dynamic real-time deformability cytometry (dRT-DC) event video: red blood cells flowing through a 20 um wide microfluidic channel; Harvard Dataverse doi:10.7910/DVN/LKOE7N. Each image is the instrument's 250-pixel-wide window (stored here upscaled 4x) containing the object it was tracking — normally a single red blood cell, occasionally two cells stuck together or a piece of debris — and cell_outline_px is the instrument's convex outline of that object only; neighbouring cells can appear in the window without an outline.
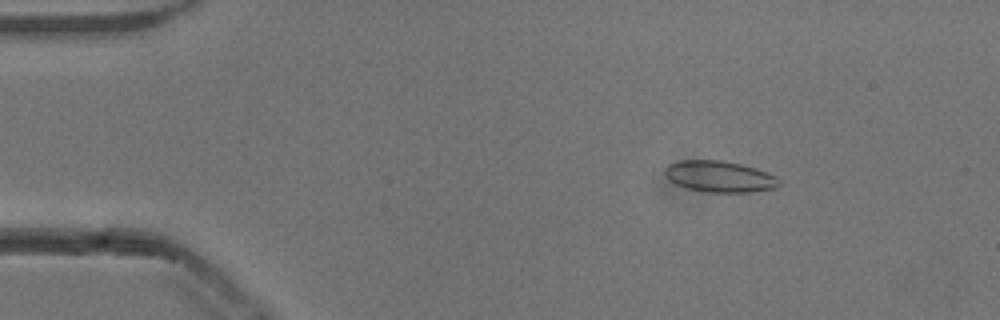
{"species": "common noctule bat (a hibernating species)", "species_latin": "Nyctalus noctula", "temperature_condition": "cold", "stored_images_in_passage": 53, "camera_frame_rate_fps": 3000, "um_per_image_px": 0.085, "animal": {"sex": "male", "body_mass_g": 13.3}, "frame": {"image": 1, "passage_image": 8, "time_ms": 2.333, "image_size_px": [1000, 320], "cell_outline_px": [[780, 184], [776, 188], [752, 192], [704, 192], [684, 188], [676, 184], [664, 172], [664, 168], [668, 164], [680, 160], [720, 160], [740, 164], [756, 168], [776, 176], [780, 180]], "centroid_in_image_um": [61.17, 15.01], "position_along_channel_um": 23.8, "area_um2": 20.87}}
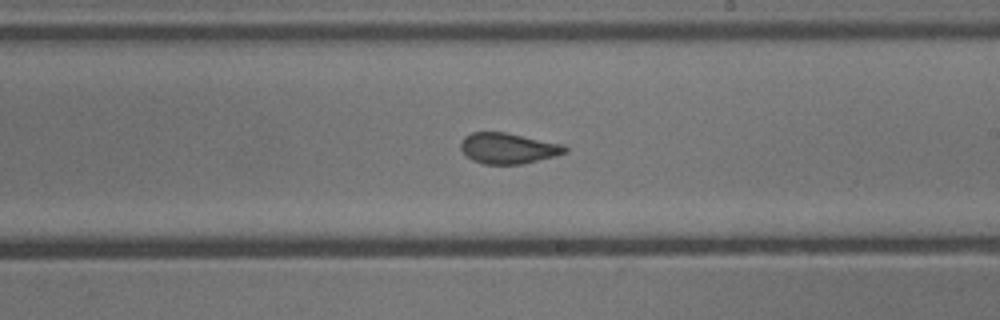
{"frame": {"image": 2, "passage_image": 31, "time_ms": 10.0, "image_size_px": [1000, 320], "cell_outline_px": [[568, 152], [556, 156], [524, 164], [484, 164], [472, 160], [460, 148], [460, 144], [464, 136], [472, 132], [504, 132], [564, 144], [568, 148]], "centroid_in_image_um": [43.22, 12.61], "position_along_channel_um": 245.8, "area_um2": 18.79}}
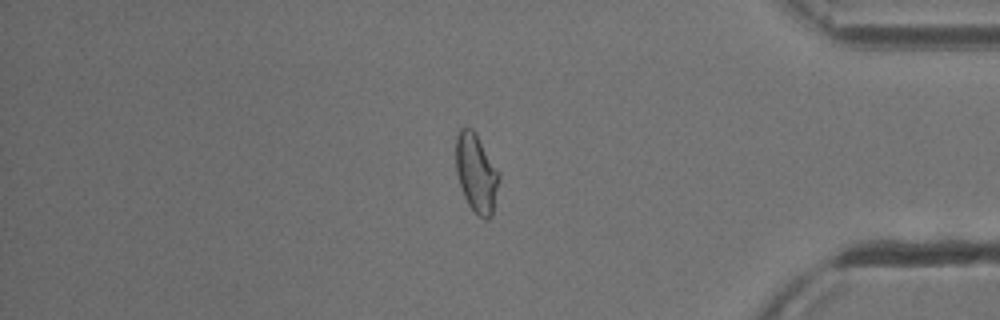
{"frame": {"image": 3, "passage_image": 45, "time_ms": 14.667, "image_size_px": [1000, 320], "cell_outline_px": [[500, 176], [492, 216], [488, 220], [484, 220], [468, 204], [464, 196], [456, 172], [456, 136], [460, 128], [472, 128], [500, 172]], "centroid_in_image_um": [40.49, 14.72], "position_along_channel_um": 394.7, "area_um2": 19.65}, "authors_computed_cell_mechanics": {"area_um2": 19.652, "velocity_mm_per_s": 3.8436, "shape_relaxation_time_tau1_ms": 11.0577, "shape_relaxation_time_tau2_ms": 1.1242, "deformation_change_tau1": 0.1869, "deformation_change_tau2": 0.0546}}